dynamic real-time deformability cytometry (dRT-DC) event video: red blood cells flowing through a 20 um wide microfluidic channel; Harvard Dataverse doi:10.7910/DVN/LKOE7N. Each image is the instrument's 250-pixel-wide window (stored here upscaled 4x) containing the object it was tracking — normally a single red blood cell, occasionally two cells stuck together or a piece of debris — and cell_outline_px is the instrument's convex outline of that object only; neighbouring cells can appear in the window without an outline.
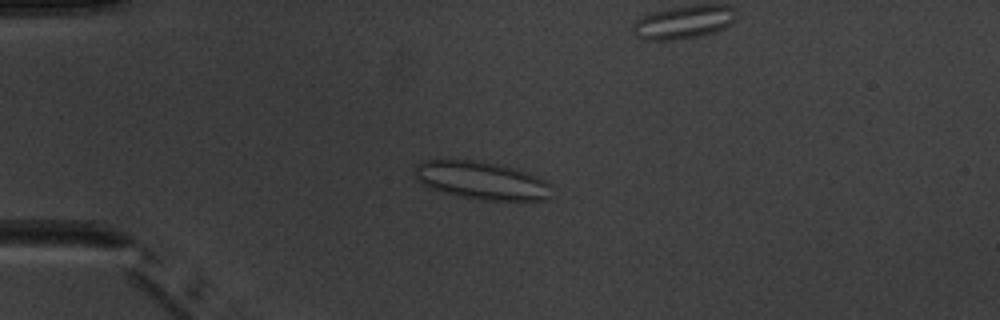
{"species": "common noctule bat (a hibernating species)", "species_latin": "Nyctalus noctula", "temperature_condition": "warm", "stored_images_in_passage": 3, "camera_frame_rate_fps": 3000, "um_per_image_px": 0.085, "animal": {"sex": "male", "body_mass_g": 20.1, "forearm_length_mm": 53.5}, "frame": {"image": 1, "passage_image": 3, "time_ms": 2.667, "image_size_px": [1000, 320], "cell_outline_px": [[548, 200], [484, 200], [460, 196], [444, 192], [420, 184], [412, 172], [412, 168], [420, 160], [472, 160], [496, 164], [512, 168], [548, 180]], "centroid_in_image_um": [40.83, 15.33], "position_along_channel_um": 44.2, "area_um2": 30.0}}